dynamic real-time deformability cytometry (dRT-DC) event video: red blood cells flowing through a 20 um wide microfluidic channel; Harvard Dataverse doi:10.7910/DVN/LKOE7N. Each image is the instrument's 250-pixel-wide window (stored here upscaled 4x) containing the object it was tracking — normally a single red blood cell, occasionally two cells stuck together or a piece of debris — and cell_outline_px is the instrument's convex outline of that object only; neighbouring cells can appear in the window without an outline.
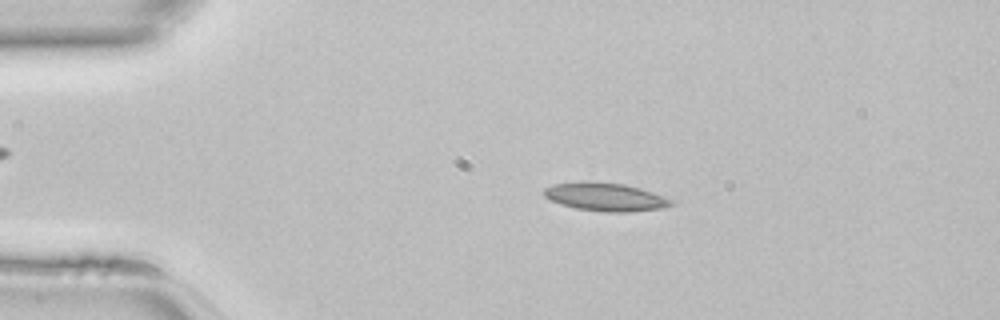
{"species": "common noctule bat (a hibernating species)", "species_latin": "Nyctalus noctula", "temperature_condition": "room temperature", "stored_images_in_passage": 47, "camera_frame_rate_fps": 3000, "um_per_image_px": 0.085, "animal": {"sex": "female", "body_mass_g": 22.7, "forearm_length_mm": 54.2}, "frame": {"image": 1, "passage_image": 10, "time_ms": 3.0, "image_size_px": [1000, 320], "cell_outline_px": [[676, 204], [664, 208], [628, 212], [604, 212], [576, 208], [560, 204], [544, 196], [544, 188], [552, 184], [580, 180], [588, 180], [624, 184], [640, 188], [652, 192], [672, 200]], "centroid_in_image_um": [51.44, 16.72], "position_along_channel_um": 33.6, "area_um2": 21.21}}
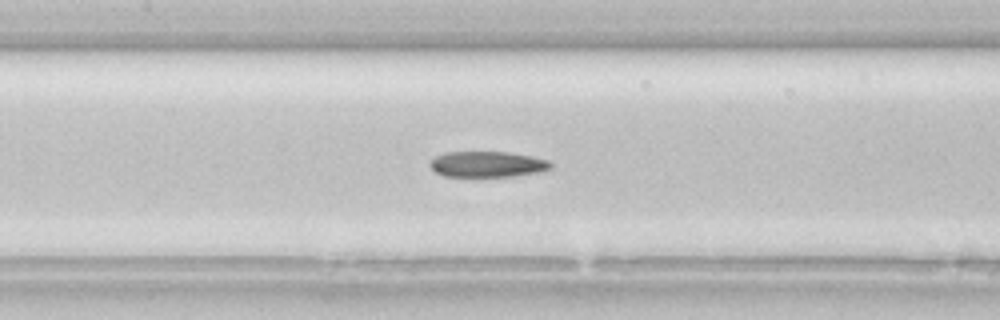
{"frame": {"image": 2, "passage_image": 22, "time_ms": 7.0, "image_size_px": [1000, 320], "cell_outline_px": [[552, 168], [544, 172], [512, 176], [444, 176], [436, 172], [428, 164], [436, 156], [444, 152], [508, 152], [532, 156], [548, 160], [552, 164]], "centroid_in_image_um": [41.47, 13.96], "position_along_channel_um": 165.9, "area_um2": 18.21}}
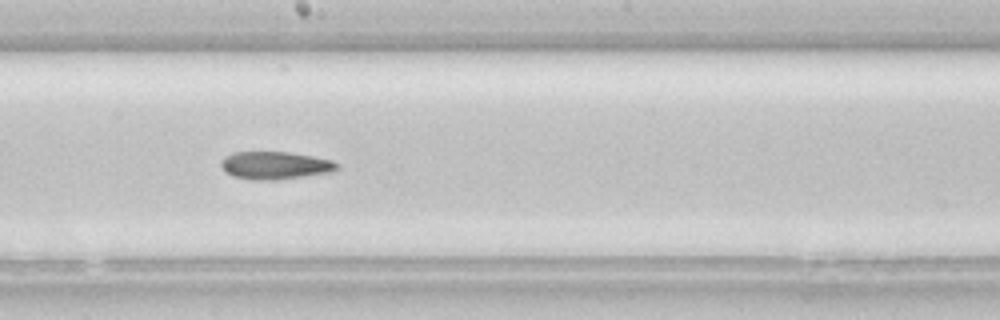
{"frame": {"image": 3, "passage_image": 26, "time_ms": 8.333, "image_size_px": [1000, 320], "cell_outline_px": [[340, 168], [332, 172], [276, 180], [252, 180], [232, 176], [224, 172], [220, 164], [220, 160], [224, 156], [232, 152], [288, 152], [312, 156], [332, 160], [340, 164]], "centroid_in_image_um": [23.36, 14.06], "position_along_channel_um": 224.8, "area_um2": 19.02}}